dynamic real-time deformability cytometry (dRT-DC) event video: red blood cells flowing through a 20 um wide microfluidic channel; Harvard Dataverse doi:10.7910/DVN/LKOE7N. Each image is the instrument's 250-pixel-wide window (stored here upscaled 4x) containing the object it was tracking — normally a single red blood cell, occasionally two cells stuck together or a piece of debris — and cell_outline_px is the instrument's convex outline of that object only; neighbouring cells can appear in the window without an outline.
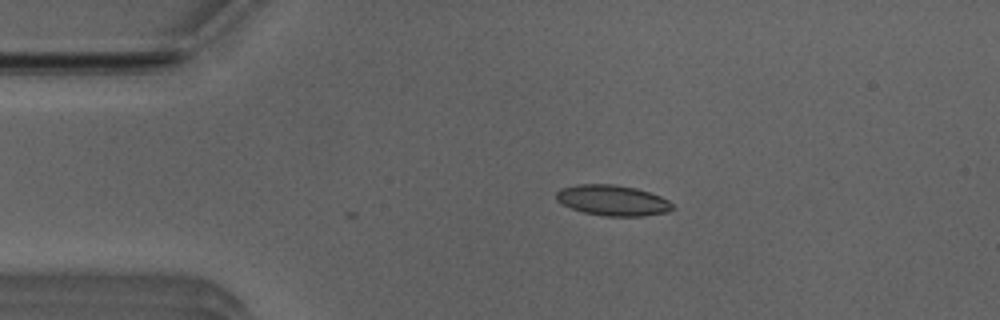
{"species": "Egyptian fruit bat (a non-hibernating species)", "species_latin": "Rousettus aegyptiacus", "temperature_condition": "room temperature", "stored_images_in_passage": 6, "camera_frame_rate_fps": 3000, "um_per_image_px": 0.085, "animal": {"sex": "male"}, "frame": {"image": 1, "passage_image": 2, "time_ms": 0.333, "image_size_px": [1000, 320], "cell_outline_px": [[672, 208], [668, 212], [644, 216], [604, 216], [584, 212], [560, 204], [556, 200], [556, 192], [560, 188], [576, 184], [616, 184], [636, 188], [660, 196], [668, 200], [672, 204]], "centroid_in_image_um": [52.03, 17.02], "position_along_channel_um": 33.0, "area_um2": 20.81}}